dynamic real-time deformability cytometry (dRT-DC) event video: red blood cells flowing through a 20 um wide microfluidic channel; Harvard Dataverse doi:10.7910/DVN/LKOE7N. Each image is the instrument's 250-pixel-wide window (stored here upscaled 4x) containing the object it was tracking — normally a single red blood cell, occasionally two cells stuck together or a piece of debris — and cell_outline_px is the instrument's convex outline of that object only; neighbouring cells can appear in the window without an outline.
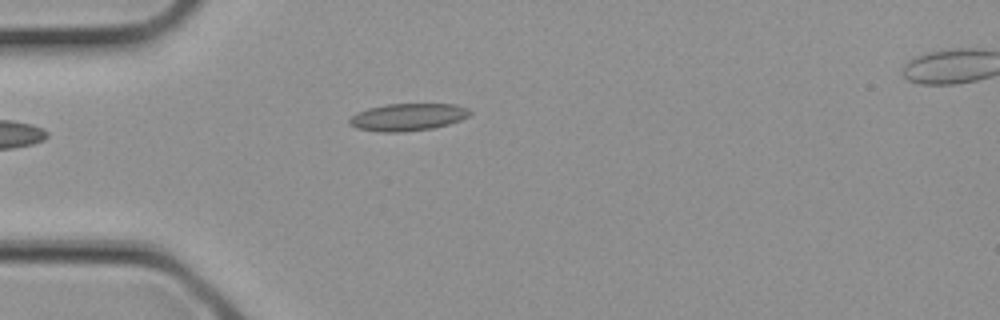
{"species": "common noctule bat (a hibernating species)", "species_latin": "Nyctalus noctula", "temperature_condition": "cold", "stored_images_in_passage": 4, "camera_frame_rate_fps": 3000, "um_per_image_px": 0.085, "animal": {"sex": "female", "body_mass_g": 21.9}, "frame": {"image": 1, "passage_image": 3, "time_ms": 0.667, "image_size_px": [1000, 320], "cell_outline_px": [[472, 112], [468, 116], [460, 120], [448, 124], [432, 128], [404, 132], [380, 132], [356, 128], [348, 124], [348, 120], [352, 116], [368, 108], [388, 104], [456, 104], [468, 108]], "centroid_in_image_um": [34.66, 9.95], "position_along_channel_um": 50.3, "area_um2": 19.13}}